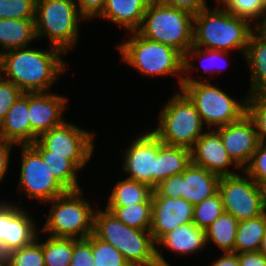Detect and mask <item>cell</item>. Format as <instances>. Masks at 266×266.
<instances>
[{
	"instance_id": "1",
	"label": "cell",
	"mask_w": 266,
	"mask_h": 266,
	"mask_svg": "<svg viewBox=\"0 0 266 266\" xmlns=\"http://www.w3.org/2000/svg\"><path fill=\"white\" fill-rule=\"evenodd\" d=\"M62 53L53 46L49 51L23 47L0 52V76L24 93L47 92L65 71Z\"/></svg>"
},
{
	"instance_id": "2",
	"label": "cell",
	"mask_w": 266,
	"mask_h": 266,
	"mask_svg": "<svg viewBox=\"0 0 266 266\" xmlns=\"http://www.w3.org/2000/svg\"><path fill=\"white\" fill-rule=\"evenodd\" d=\"M93 234L114 246L130 266H170L150 231L128 227L107 209L94 213Z\"/></svg>"
},
{
	"instance_id": "3",
	"label": "cell",
	"mask_w": 266,
	"mask_h": 266,
	"mask_svg": "<svg viewBox=\"0 0 266 266\" xmlns=\"http://www.w3.org/2000/svg\"><path fill=\"white\" fill-rule=\"evenodd\" d=\"M250 21L232 15L224 8H206L194 15L193 46L229 52L240 49L245 54L250 35L255 30Z\"/></svg>"
},
{
	"instance_id": "4",
	"label": "cell",
	"mask_w": 266,
	"mask_h": 266,
	"mask_svg": "<svg viewBox=\"0 0 266 266\" xmlns=\"http://www.w3.org/2000/svg\"><path fill=\"white\" fill-rule=\"evenodd\" d=\"M194 15L152 0L137 32L154 42L170 45L183 55L193 46Z\"/></svg>"
},
{
	"instance_id": "5",
	"label": "cell",
	"mask_w": 266,
	"mask_h": 266,
	"mask_svg": "<svg viewBox=\"0 0 266 266\" xmlns=\"http://www.w3.org/2000/svg\"><path fill=\"white\" fill-rule=\"evenodd\" d=\"M131 33L130 40L118 46L122 60L146 76L180 75L181 87L184 55L170 45L142 37L137 31Z\"/></svg>"
},
{
	"instance_id": "6",
	"label": "cell",
	"mask_w": 266,
	"mask_h": 266,
	"mask_svg": "<svg viewBox=\"0 0 266 266\" xmlns=\"http://www.w3.org/2000/svg\"><path fill=\"white\" fill-rule=\"evenodd\" d=\"M184 75L180 89L196 107L203 125L205 123L210 129L215 126L219 128L238 121L247 114L248 96L239 103L210 82Z\"/></svg>"
},
{
	"instance_id": "7",
	"label": "cell",
	"mask_w": 266,
	"mask_h": 266,
	"mask_svg": "<svg viewBox=\"0 0 266 266\" xmlns=\"http://www.w3.org/2000/svg\"><path fill=\"white\" fill-rule=\"evenodd\" d=\"M83 19L76 0H37L35 4L36 35H47L51 45L64 52L78 41L79 20Z\"/></svg>"
},
{
	"instance_id": "8",
	"label": "cell",
	"mask_w": 266,
	"mask_h": 266,
	"mask_svg": "<svg viewBox=\"0 0 266 266\" xmlns=\"http://www.w3.org/2000/svg\"><path fill=\"white\" fill-rule=\"evenodd\" d=\"M158 123V127L152 132L165 145L191 150L203 134L204 125L200 115L182 91L176 93L164 105Z\"/></svg>"
},
{
	"instance_id": "9",
	"label": "cell",
	"mask_w": 266,
	"mask_h": 266,
	"mask_svg": "<svg viewBox=\"0 0 266 266\" xmlns=\"http://www.w3.org/2000/svg\"><path fill=\"white\" fill-rule=\"evenodd\" d=\"M82 191L67 190L64 194L52 199L46 223L40 231L53 237L87 238L93 233L95 209L81 197ZM81 197V198H80Z\"/></svg>"
},
{
	"instance_id": "10",
	"label": "cell",
	"mask_w": 266,
	"mask_h": 266,
	"mask_svg": "<svg viewBox=\"0 0 266 266\" xmlns=\"http://www.w3.org/2000/svg\"><path fill=\"white\" fill-rule=\"evenodd\" d=\"M221 176L218 191L224 211L239 222L259 217L266 212L264 186L257 184L248 174Z\"/></svg>"
},
{
	"instance_id": "11",
	"label": "cell",
	"mask_w": 266,
	"mask_h": 266,
	"mask_svg": "<svg viewBox=\"0 0 266 266\" xmlns=\"http://www.w3.org/2000/svg\"><path fill=\"white\" fill-rule=\"evenodd\" d=\"M95 132H88L75 124L64 121L37 138V142L50 155L65 156L78 169L91 159Z\"/></svg>"
},
{
	"instance_id": "12",
	"label": "cell",
	"mask_w": 266,
	"mask_h": 266,
	"mask_svg": "<svg viewBox=\"0 0 266 266\" xmlns=\"http://www.w3.org/2000/svg\"><path fill=\"white\" fill-rule=\"evenodd\" d=\"M20 146L23 155L17 188L26 191L29 198L45 203L64 194L67 190L50 173L41 155L30 144Z\"/></svg>"
},
{
	"instance_id": "13",
	"label": "cell",
	"mask_w": 266,
	"mask_h": 266,
	"mask_svg": "<svg viewBox=\"0 0 266 266\" xmlns=\"http://www.w3.org/2000/svg\"><path fill=\"white\" fill-rule=\"evenodd\" d=\"M158 151L159 138L152 131L138 136L123 155V170L130 175L127 178L145 183L154 189Z\"/></svg>"
},
{
	"instance_id": "14",
	"label": "cell",
	"mask_w": 266,
	"mask_h": 266,
	"mask_svg": "<svg viewBox=\"0 0 266 266\" xmlns=\"http://www.w3.org/2000/svg\"><path fill=\"white\" fill-rule=\"evenodd\" d=\"M216 131L230 158L244 169L250 163L259 143L252 119L245 114L240 120L219 127Z\"/></svg>"
},
{
	"instance_id": "15",
	"label": "cell",
	"mask_w": 266,
	"mask_h": 266,
	"mask_svg": "<svg viewBox=\"0 0 266 266\" xmlns=\"http://www.w3.org/2000/svg\"><path fill=\"white\" fill-rule=\"evenodd\" d=\"M193 206L182 197L152 196L150 233L154 242L180 225L193 223Z\"/></svg>"
},
{
	"instance_id": "16",
	"label": "cell",
	"mask_w": 266,
	"mask_h": 266,
	"mask_svg": "<svg viewBox=\"0 0 266 266\" xmlns=\"http://www.w3.org/2000/svg\"><path fill=\"white\" fill-rule=\"evenodd\" d=\"M67 99L47 92L28 93V111L30 121V144L50 129L62 124V112Z\"/></svg>"
},
{
	"instance_id": "17",
	"label": "cell",
	"mask_w": 266,
	"mask_h": 266,
	"mask_svg": "<svg viewBox=\"0 0 266 266\" xmlns=\"http://www.w3.org/2000/svg\"><path fill=\"white\" fill-rule=\"evenodd\" d=\"M191 162L210 172L216 173L220 177L237 174L227 170L232 164L236 168H240L230 158L219 133L215 129L203 131V134L191 149Z\"/></svg>"
},
{
	"instance_id": "18",
	"label": "cell",
	"mask_w": 266,
	"mask_h": 266,
	"mask_svg": "<svg viewBox=\"0 0 266 266\" xmlns=\"http://www.w3.org/2000/svg\"><path fill=\"white\" fill-rule=\"evenodd\" d=\"M220 176L192 162L179 174L180 197L196 205L218 191Z\"/></svg>"
},
{
	"instance_id": "19",
	"label": "cell",
	"mask_w": 266,
	"mask_h": 266,
	"mask_svg": "<svg viewBox=\"0 0 266 266\" xmlns=\"http://www.w3.org/2000/svg\"><path fill=\"white\" fill-rule=\"evenodd\" d=\"M28 93H23L12 105L0 124V137L15 145L30 144Z\"/></svg>"
},
{
	"instance_id": "20",
	"label": "cell",
	"mask_w": 266,
	"mask_h": 266,
	"mask_svg": "<svg viewBox=\"0 0 266 266\" xmlns=\"http://www.w3.org/2000/svg\"><path fill=\"white\" fill-rule=\"evenodd\" d=\"M152 0H107L103 9V19L128 29L137 31L143 21V16Z\"/></svg>"
},
{
	"instance_id": "21",
	"label": "cell",
	"mask_w": 266,
	"mask_h": 266,
	"mask_svg": "<svg viewBox=\"0 0 266 266\" xmlns=\"http://www.w3.org/2000/svg\"><path fill=\"white\" fill-rule=\"evenodd\" d=\"M7 203L5 245L12 251L32 244L38 236L34 221L24 210Z\"/></svg>"
},
{
	"instance_id": "22",
	"label": "cell",
	"mask_w": 266,
	"mask_h": 266,
	"mask_svg": "<svg viewBox=\"0 0 266 266\" xmlns=\"http://www.w3.org/2000/svg\"><path fill=\"white\" fill-rule=\"evenodd\" d=\"M204 229L198 228L193 223L178 226L173 231L164 235L157 245H164L176 254H193L207 245Z\"/></svg>"
},
{
	"instance_id": "23",
	"label": "cell",
	"mask_w": 266,
	"mask_h": 266,
	"mask_svg": "<svg viewBox=\"0 0 266 266\" xmlns=\"http://www.w3.org/2000/svg\"><path fill=\"white\" fill-rule=\"evenodd\" d=\"M244 55L251 72V87L248 95L266 93V38L256 29L249 37Z\"/></svg>"
},
{
	"instance_id": "24",
	"label": "cell",
	"mask_w": 266,
	"mask_h": 266,
	"mask_svg": "<svg viewBox=\"0 0 266 266\" xmlns=\"http://www.w3.org/2000/svg\"><path fill=\"white\" fill-rule=\"evenodd\" d=\"M191 163V150L184 147L165 145L159 140L156 158L154 188L163 180L182 173Z\"/></svg>"
},
{
	"instance_id": "25",
	"label": "cell",
	"mask_w": 266,
	"mask_h": 266,
	"mask_svg": "<svg viewBox=\"0 0 266 266\" xmlns=\"http://www.w3.org/2000/svg\"><path fill=\"white\" fill-rule=\"evenodd\" d=\"M34 38L35 19L0 18V46L5 52L28 47Z\"/></svg>"
},
{
	"instance_id": "26",
	"label": "cell",
	"mask_w": 266,
	"mask_h": 266,
	"mask_svg": "<svg viewBox=\"0 0 266 266\" xmlns=\"http://www.w3.org/2000/svg\"><path fill=\"white\" fill-rule=\"evenodd\" d=\"M266 234V212L238 223L234 253L258 252Z\"/></svg>"
},
{
	"instance_id": "27",
	"label": "cell",
	"mask_w": 266,
	"mask_h": 266,
	"mask_svg": "<svg viewBox=\"0 0 266 266\" xmlns=\"http://www.w3.org/2000/svg\"><path fill=\"white\" fill-rule=\"evenodd\" d=\"M30 145L41 155L50 173L66 190L80 189L77 181L79 169L69 159L65 156L50 155V151L44 149L37 141Z\"/></svg>"
},
{
	"instance_id": "28",
	"label": "cell",
	"mask_w": 266,
	"mask_h": 266,
	"mask_svg": "<svg viewBox=\"0 0 266 266\" xmlns=\"http://www.w3.org/2000/svg\"><path fill=\"white\" fill-rule=\"evenodd\" d=\"M153 189L142 182L126 178L119 180L109 197L107 206H129L133 204L152 202Z\"/></svg>"
},
{
	"instance_id": "29",
	"label": "cell",
	"mask_w": 266,
	"mask_h": 266,
	"mask_svg": "<svg viewBox=\"0 0 266 266\" xmlns=\"http://www.w3.org/2000/svg\"><path fill=\"white\" fill-rule=\"evenodd\" d=\"M238 223L239 221L234 216L224 211L205 229L206 242L211 239L223 252L234 253Z\"/></svg>"
},
{
	"instance_id": "30",
	"label": "cell",
	"mask_w": 266,
	"mask_h": 266,
	"mask_svg": "<svg viewBox=\"0 0 266 266\" xmlns=\"http://www.w3.org/2000/svg\"><path fill=\"white\" fill-rule=\"evenodd\" d=\"M116 218L128 227L150 231L152 202H143L129 206H106Z\"/></svg>"
},
{
	"instance_id": "31",
	"label": "cell",
	"mask_w": 266,
	"mask_h": 266,
	"mask_svg": "<svg viewBox=\"0 0 266 266\" xmlns=\"http://www.w3.org/2000/svg\"><path fill=\"white\" fill-rule=\"evenodd\" d=\"M45 266H70L73 238L53 237L42 243Z\"/></svg>"
},
{
	"instance_id": "32",
	"label": "cell",
	"mask_w": 266,
	"mask_h": 266,
	"mask_svg": "<svg viewBox=\"0 0 266 266\" xmlns=\"http://www.w3.org/2000/svg\"><path fill=\"white\" fill-rule=\"evenodd\" d=\"M224 212L219 191L193 206V224L200 229H207Z\"/></svg>"
},
{
	"instance_id": "33",
	"label": "cell",
	"mask_w": 266,
	"mask_h": 266,
	"mask_svg": "<svg viewBox=\"0 0 266 266\" xmlns=\"http://www.w3.org/2000/svg\"><path fill=\"white\" fill-rule=\"evenodd\" d=\"M218 3L223 4V8L232 15L245 18L250 22L256 21L261 16L263 18L266 14V0H218Z\"/></svg>"
},
{
	"instance_id": "34",
	"label": "cell",
	"mask_w": 266,
	"mask_h": 266,
	"mask_svg": "<svg viewBox=\"0 0 266 266\" xmlns=\"http://www.w3.org/2000/svg\"><path fill=\"white\" fill-rule=\"evenodd\" d=\"M94 266H130L123 255L111 244L91 234Z\"/></svg>"
},
{
	"instance_id": "35",
	"label": "cell",
	"mask_w": 266,
	"mask_h": 266,
	"mask_svg": "<svg viewBox=\"0 0 266 266\" xmlns=\"http://www.w3.org/2000/svg\"><path fill=\"white\" fill-rule=\"evenodd\" d=\"M247 115L255 124L259 142H266V93L248 96Z\"/></svg>"
},
{
	"instance_id": "36",
	"label": "cell",
	"mask_w": 266,
	"mask_h": 266,
	"mask_svg": "<svg viewBox=\"0 0 266 266\" xmlns=\"http://www.w3.org/2000/svg\"><path fill=\"white\" fill-rule=\"evenodd\" d=\"M37 0H0V18L35 19Z\"/></svg>"
},
{
	"instance_id": "37",
	"label": "cell",
	"mask_w": 266,
	"mask_h": 266,
	"mask_svg": "<svg viewBox=\"0 0 266 266\" xmlns=\"http://www.w3.org/2000/svg\"><path fill=\"white\" fill-rule=\"evenodd\" d=\"M37 239L30 245L12 251L9 266H45L42 242Z\"/></svg>"
},
{
	"instance_id": "38",
	"label": "cell",
	"mask_w": 266,
	"mask_h": 266,
	"mask_svg": "<svg viewBox=\"0 0 266 266\" xmlns=\"http://www.w3.org/2000/svg\"><path fill=\"white\" fill-rule=\"evenodd\" d=\"M244 174H248L257 184H266V142H259L253 153L250 163L244 168Z\"/></svg>"
},
{
	"instance_id": "39",
	"label": "cell",
	"mask_w": 266,
	"mask_h": 266,
	"mask_svg": "<svg viewBox=\"0 0 266 266\" xmlns=\"http://www.w3.org/2000/svg\"><path fill=\"white\" fill-rule=\"evenodd\" d=\"M204 52H203V51ZM202 52H203V59H202ZM228 55V52H224V51H218V50H212V49H201L198 47H194L192 46L189 50H187V52L184 54V72H189L190 69H193V65L191 64L192 57H198L202 60H205V58L207 59L206 61H210L212 64L214 65L216 63V60H220V58L222 59V57ZM224 60V59H223ZM215 61V62H214ZM218 62V61H217ZM214 63V64H213ZM217 64H215L214 68H218V66H216ZM203 66V65H202ZM205 66V65H204ZM211 67V66H210ZM213 67V66H212ZM216 68V69H217ZM204 71L206 73H211L213 72L209 67H203ZM220 68H218V71L220 73L221 70H219ZM189 70V71H188Z\"/></svg>"
},
{
	"instance_id": "40",
	"label": "cell",
	"mask_w": 266,
	"mask_h": 266,
	"mask_svg": "<svg viewBox=\"0 0 266 266\" xmlns=\"http://www.w3.org/2000/svg\"><path fill=\"white\" fill-rule=\"evenodd\" d=\"M24 92L14 83L0 76V124L15 101Z\"/></svg>"
},
{
	"instance_id": "41",
	"label": "cell",
	"mask_w": 266,
	"mask_h": 266,
	"mask_svg": "<svg viewBox=\"0 0 266 266\" xmlns=\"http://www.w3.org/2000/svg\"><path fill=\"white\" fill-rule=\"evenodd\" d=\"M70 266H94L91 235L84 239L73 238V256Z\"/></svg>"
},
{
	"instance_id": "42",
	"label": "cell",
	"mask_w": 266,
	"mask_h": 266,
	"mask_svg": "<svg viewBox=\"0 0 266 266\" xmlns=\"http://www.w3.org/2000/svg\"><path fill=\"white\" fill-rule=\"evenodd\" d=\"M152 196H165L170 198H179V174L161 181L152 192Z\"/></svg>"
},
{
	"instance_id": "43",
	"label": "cell",
	"mask_w": 266,
	"mask_h": 266,
	"mask_svg": "<svg viewBox=\"0 0 266 266\" xmlns=\"http://www.w3.org/2000/svg\"><path fill=\"white\" fill-rule=\"evenodd\" d=\"M107 0H77V7L83 20L100 17Z\"/></svg>"
},
{
	"instance_id": "44",
	"label": "cell",
	"mask_w": 266,
	"mask_h": 266,
	"mask_svg": "<svg viewBox=\"0 0 266 266\" xmlns=\"http://www.w3.org/2000/svg\"><path fill=\"white\" fill-rule=\"evenodd\" d=\"M163 4L189 11L193 15L208 8L205 0H157Z\"/></svg>"
},
{
	"instance_id": "45",
	"label": "cell",
	"mask_w": 266,
	"mask_h": 266,
	"mask_svg": "<svg viewBox=\"0 0 266 266\" xmlns=\"http://www.w3.org/2000/svg\"><path fill=\"white\" fill-rule=\"evenodd\" d=\"M15 143L0 137V182L9 167L10 151Z\"/></svg>"
},
{
	"instance_id": "46",
	"label": "cell",
	"mask_w": 266,
	"mask_h": 266,
	"mask_svg": "<svg viewBox=\"0 0 266 266\" xmlns=\"http://www.w3.org/2000/svg\"><path fill=\"white\" fill-rule=\"evenodd\" d=\"M239 266H266V256L258 252L236 253Z\"/></svg>"
},
{
	"instance_id": "47",
	"label": "cell",
	"mask_w": 266,
	"mask_h": 266,
	"mask_svg": "<svg viewBox=\"0 0 266 266\" xmlns=\"http://www.w3.org/2000/svg\"><path fill=\"white\" fill-rule=\"evenodd\" d=\"M212 266H239L238 255L233 252H224V255L218 258Z\"/></svg>"
},
{
	"instance_id": "48",
	"label": "cell",
	"mask_w": 266,
	"mask_h": 266,
	"mask_svg": "<svg viewBox=\"0 0 266 266\" xmlns=\"http://www.w3.org/2000/svg\"><path fill=\"white\" fill-rule=\"evenodd\" d=\"M7 230V203H0V242L5 244Z\"/></svg>"
},
{
	"instance_id": "49",
	"label": "cell",
	"mask_w": 266,
	"mask_h": 266,
	"mask_svg": "<svg viewBox=\"0 0 266 266\" xmlns=\"http://www.w3.org/2000/svg\"><path fill=\"white\" fill-rule=\"evenodd\" d=\"M12 256L10 250L4 243L0 242V266H9Z\"/></svg>"
},
{
	"instance_id": "50",
	"label": "cell",
	"mask_w": 266,
	"mask_h": 266,
	"mask_svg": "<svg viewBox=\"0 0 266 266\" xmlns=\"http://www.w3.org/2000/svg\"><path fill=\"white\" fill-rule=\"evenodd\" d=\"M255 27V29L266 38V14L262 18V21H259Z\"/></svg>"
},
{
	"instance_id": "51",
	"label": "cell",
	"mask_w": 266,
	"mask_h": 266,
	"mask_svg": "<svg viewBox=\"0 0 266 266\" xmlns=\"http://www.w3.org/2000/svg\"><path fill=\"white\" fill-rule=\"evenodd\" d=\"M259 252L266 256V234H265L264 238L262 239Z\"/></svg>"
},
{
	"instance_id": "52",
	"label": "cell",
	"mask_w": 266,
	"mask_h": 266,
	"mask_svg": "<svg viewBox=\"0 0 266 266\" xmlns=\"http://www.w3.org/2000/svg\"><path fill=\"white\" fill-rule=\"evenodd\" d=\"M265 199H266V184L264 185Z\"/></svg>"
}]
</instances>
